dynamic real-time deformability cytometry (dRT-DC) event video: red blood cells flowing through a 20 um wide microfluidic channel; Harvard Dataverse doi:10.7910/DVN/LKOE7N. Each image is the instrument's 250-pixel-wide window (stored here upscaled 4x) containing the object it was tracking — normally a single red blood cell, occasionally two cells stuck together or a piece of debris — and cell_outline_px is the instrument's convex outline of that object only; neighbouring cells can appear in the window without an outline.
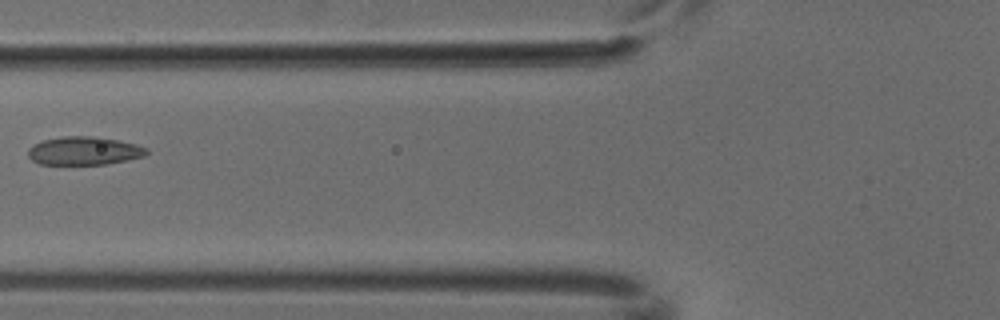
{"species": "common noctule bat (a hibernating species)", "species_latin": "Nyctalus noctula", "temperature_condition": "cold", "stored_images_in_passage": 7, "camera_frame_rate_fps": 3000, "um_per_image_px": 0.085, "animal": {"sex": "male", "body_mass_g": 18.8}, "frame": {"image": 1, "passage_image": 6, "time_ms": 1.667, "image_size_px": [1000, 320], "cell_outline_px": [[148, 152], [144, 156], [108, 164], [40, 164], [32, 160], [28, 156], [28, 148], [44, 140], [64, 136], [96, 136], [136, 144], [148, 148]], "centroid_in_image_um": [7.16, 12.82], "position_along_channel_um": 118.6, "area_um2": 19.42}}
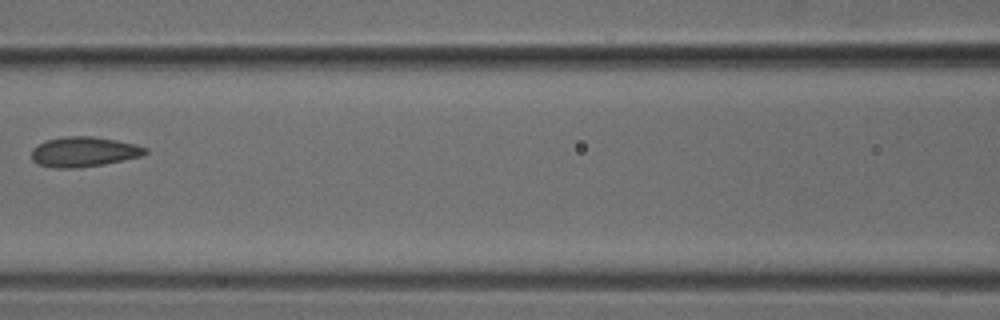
{"frame": {"image": 2, "passage_image": 7, "time_ms": 2.0, "image_size_px": [1000, 320], "cell_outline_px": [[148, 152], [140, 156], [104, 164], [76, 168], [52, 168], [36, 164], [32, 160], [32, 148], [48, 140], [68, 136], [92, 136], [116, 140], [136, 144], [148, 148]], "centroid_in_image_um": [7.12, 12.91], "position_along_channel_um": 159.5, "area_um2": 19.83}}